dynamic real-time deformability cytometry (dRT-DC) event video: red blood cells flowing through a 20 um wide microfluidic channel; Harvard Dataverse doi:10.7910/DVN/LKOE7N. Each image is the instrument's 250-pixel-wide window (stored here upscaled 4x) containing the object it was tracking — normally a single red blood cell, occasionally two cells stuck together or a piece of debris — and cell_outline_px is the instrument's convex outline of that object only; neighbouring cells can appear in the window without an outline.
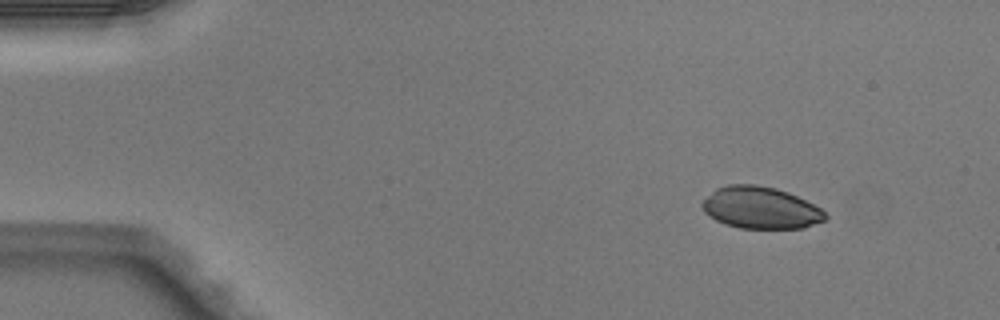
{"species": "Egyptian fruit bat (a non-hibernating species)", "species_latin": "Rousettus aegyptiacus", "temperature_condition": "warm", "stored_images_in_passage": 5, "camera_frame_rate_fps": 3000, "um_per_image_px": 0.085, "animal": {"sex": "male"}, "frame": {"image": 1, "passage_image": 1, "time_ms": 0.0, "image_size_px": [1000, 320], "cell_outline_px": [[828, 216], [824, 220], [804, 228], [740, 228], [724, 224], [708, 216], [704, 212], [700, 204], [716, 188], [728, 184], [756, 184], [776, 188], [788, 192], [820, 208]], "centroid_in_image_um": [64.62, 17.66], "position_along_channel_um": 20.4, "area_um2": 30.0}}
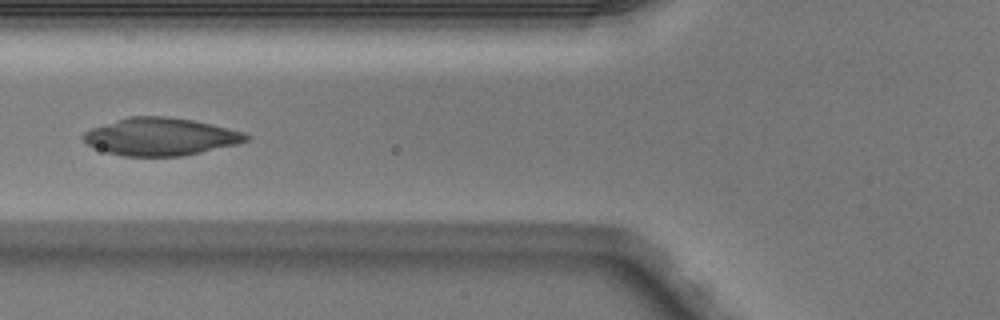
{"frame": {"image": 2, "passage_image": 4, "time_ms": 1.0, "image_size_px": [1000, 320], "cell_outline_px": [[252, 136], [248, 140], [236, 144], [200, 152], [180, 156], [124, 156], [108, 152], [88, 144], [80, 136], [84, 132], [92, 128], [128, 116], [168, 116], [192, 120], [212, 124], [244, 132]], "centroid_in_image_um": [13.66, 11.61], "position_along_channel_um": 112.1, "area_um2": 35.37}}
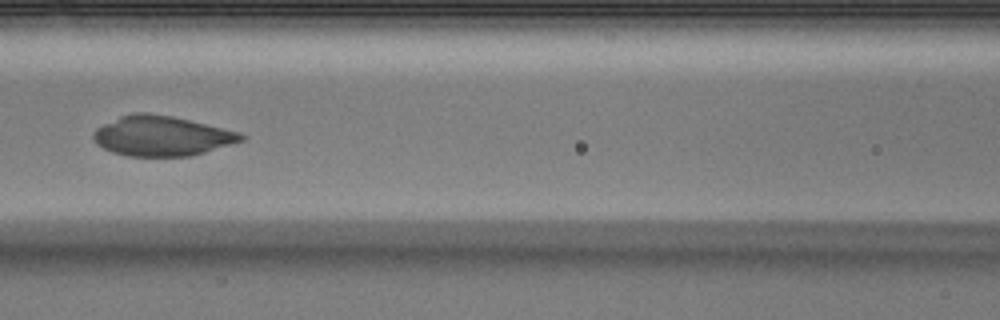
{"frame": {"image": 3, "passage_image": 5, "time_ms": 1.333, "image_size_px": [1000, 320], "cell_outline_px": [[248, 136], [244, 140], [192, 156], [128, 156], [112, 152], [96, 144], [92, 136], [92, 132], [96, 128], [120, 116], [132, 112], [148, 112], [172, 116], [240, 132]], "centroid_in_image_um": [13.74, 11.55], "position_along_channel_um": 152.9, "area_um2": 34.51}}